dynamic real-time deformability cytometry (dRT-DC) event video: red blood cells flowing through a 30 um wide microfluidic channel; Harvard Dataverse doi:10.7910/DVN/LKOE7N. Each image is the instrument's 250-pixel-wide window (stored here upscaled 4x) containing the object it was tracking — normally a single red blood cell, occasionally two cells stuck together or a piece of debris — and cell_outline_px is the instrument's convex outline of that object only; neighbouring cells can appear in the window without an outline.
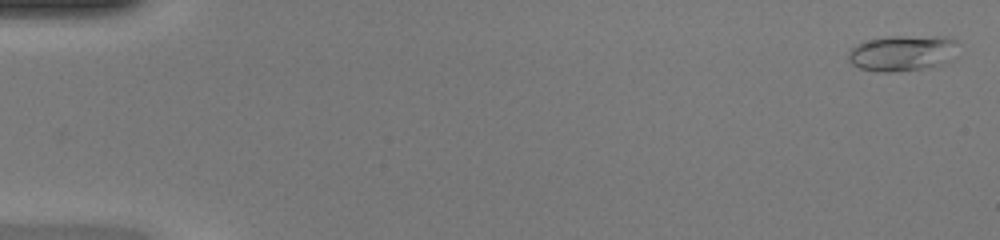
{"species": "common noctule bat (a hibernating species)", "species_latin": "Nyctalus noctula", "temperature_condition": "warm", "stored_images_in_passage": 49, "camera_frame_rate_fps": 3000, "um_per_image_px": 0.085, "animal": {"sex": "female", "body_mass_g": 20.0, "forearm_length_mm": 54.0}, "frame": {"image": 1, "passage_image": 2, "time_ms": 0.333, "image_size_px": [1000, 240], "cell_outline_px": [[956, 60], [944, 64], [928, 68], [892, 72], [876, 72], [860, 68], [852, 64], [848, 60], [848, 52], [856, 44], [888, 36], [944, 36], [956, 40]], "centroid_in_image_um": [76.76, 4.53], "position_along_channel_um": 8.2, "area_um2": 23.35}}
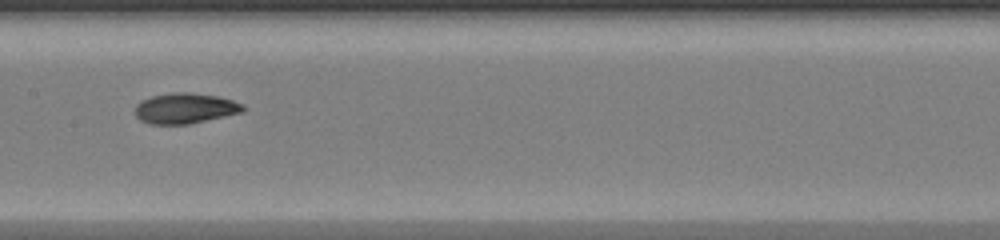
{"frame": {"image": 2, "passage_image": 26, "time_ms": 8.333, "image_size_px": [1000, 240], "cell_outline_px": [[248, 108], [244, 112], [188, 124], [148, 124], [140, 120], [136, 116], [136, 104], [152, 96], [176, 92], [188, 92], [216, 96], [232, 100], [244, 104]], "centroid_in_image_um": [15.78, 9.21], "position_along_channel_um": 191.6, "area_um2": 19.13}}
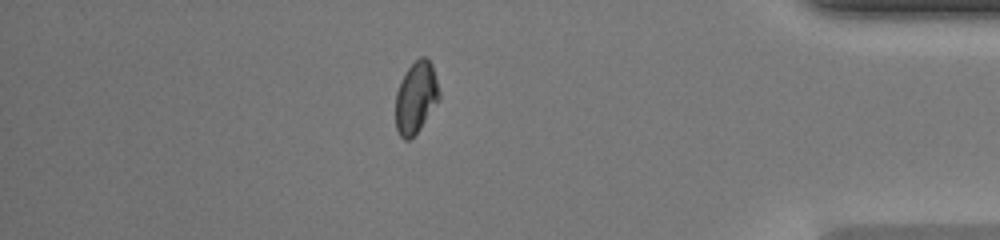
{"frame": {"image": 3, "passage_image": 43, "time_ms": 14.0, "image_size_px": [1000, 240], "cell_outline_px": [[440, 100], [420, 128], [408, 140], [404, 140], [400, 136], [396, 128], [396, 92], [400, 80], [408, 68], [420, 56], [424, 56], [432, 64], [440, 92]], "centroid_in_image_um": [35.36, 8.28], "position_along_channel_um": 399.8, "area_um2": 18.21}, "authors_computed_cell_mechanics": {"area_um2": 18.9584, "velocity_mm_per_s": 4.2742, "shape_relaxation_time_tau1_ms": 3.8118, "shape_relaxation_time_tau2_ms": 1.378, "deformation_change_tau1": 0.1795, "deformation_change_tau2": 0.0545}}